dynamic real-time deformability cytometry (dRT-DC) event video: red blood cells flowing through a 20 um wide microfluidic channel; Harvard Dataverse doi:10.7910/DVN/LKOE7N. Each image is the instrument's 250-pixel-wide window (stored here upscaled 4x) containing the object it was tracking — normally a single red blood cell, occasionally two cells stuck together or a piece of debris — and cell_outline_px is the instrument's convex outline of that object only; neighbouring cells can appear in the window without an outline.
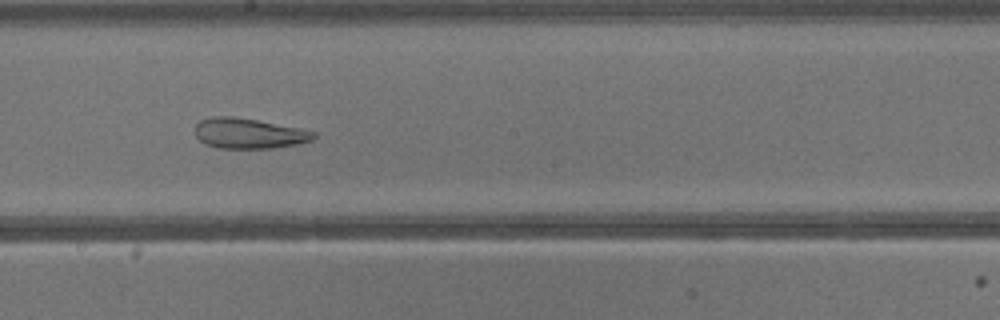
{"species": "common noctule bat (a hibernating species)", "species_latin": "Nyctalus noctula", "temperature_condition": "warm", "stored_images_in_passage": 34, "camera_frame_rate_fps": 3000, "um_per_image_px": 0.085, "animal": {"sex": "male", "body_mass_g": 13.3}, "frame": {"image": 1, "passage_image": 15, "time_ms": 4.667, "image_size_px": [1000, 320], "cell_outline_px": [[316, 136], [312, 140], [300, 144], [272, 148], [216, 148], [204, 144], [196, 136], [196, 124], [200, 120], [212, 116], [232, 116], [256, 120], [300, 128], [316, 132]], "centroid_in_image_um": [21.15, 11.34], "position_along_channel_um": 227.0, "area_um2": 21.04}}